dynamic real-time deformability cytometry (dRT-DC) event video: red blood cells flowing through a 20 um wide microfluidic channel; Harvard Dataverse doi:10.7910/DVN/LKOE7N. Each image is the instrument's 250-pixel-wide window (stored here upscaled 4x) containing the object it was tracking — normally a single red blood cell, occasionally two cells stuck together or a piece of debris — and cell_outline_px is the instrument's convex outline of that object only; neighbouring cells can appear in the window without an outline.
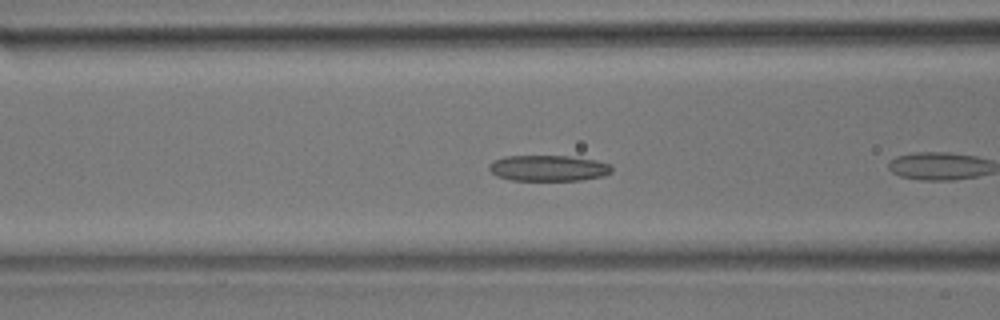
{"species": "common noctule bat (a hibernating species)", "species_latin": "Nyctalus noctula", "temperature_condition": "room temperature", "stored_images_in_passage": 7, "camera_frame_rate_fps": 3000, "um_per_image_px": 0.085, "animal": {"sex": "male", "body_mass_g": 17.9}, "frame": {"image": 1, "passage_image": 6, "time_ms": 1.667, "image_size_px": [1000, 320], "cell_outline_px": [[612, 172], [604, 176], [580, 180], [512, 180], [496, 176], [488, 168], [488, 164], [492, 160], [504, 156], [568, 156], [596, 160], [612, 164]], "centroid_in_image_um": [46.61, 14.28], "position_along_channel_um": 120.0, "area_um2": 18.67}}